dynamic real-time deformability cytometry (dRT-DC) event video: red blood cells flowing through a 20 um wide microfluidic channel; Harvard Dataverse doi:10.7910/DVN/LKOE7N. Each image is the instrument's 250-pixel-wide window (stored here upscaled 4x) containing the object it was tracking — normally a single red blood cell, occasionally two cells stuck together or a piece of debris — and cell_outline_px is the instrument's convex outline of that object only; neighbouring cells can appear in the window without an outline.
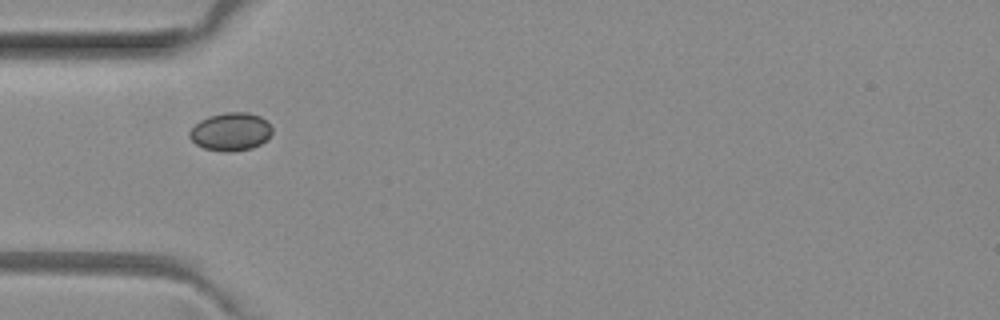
{"species": "common noctule bat (a hibernating species)", "species_latin": "Nyctalus noctula", "temperature_condition": "room temperature", "stored_images_in_passage": 5, "camera_frame_rate_fps": 3000, "um_per_image_px": 0.085, "animal": {"sex": "female", "body_mass_g": 29.2, "forearm_length_mm": 56.3}, "frame": {"image": 1, "passage_image": 2, "time_ms": 0.333, "image_size_px": [1000, 320], "cell_outline_px": [[272, 132], [260, 144], [252, 148], [232, 152], [224, 152], [204, 148], [196, 144], [188, 136], [188, 132], [200, 120], [208, 116], [224, 112], [248, 112], [260, 116], [272, 128]], "centroid_in_image_um": [19.58, 11.19], "position_along_channel_um": 65.4, "area_um2": 18.26}}
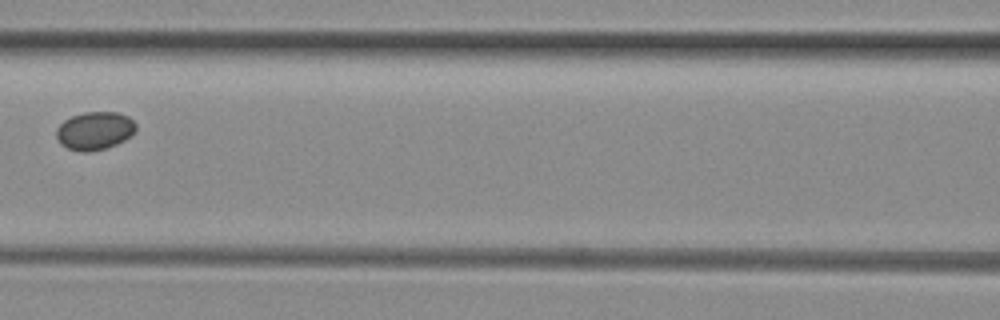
{"frame": {"image": 2, "passage_image": 4, "time_ms": 1.0, "image_size_px": [1000, 320], "cell_outline_px": [[136, 132], [132, 136], [116, 144], [104, 148], [88, 152], [84, 152], [68, 148], [60, 144], [56, 136], [56, 128], [64, 120], [72, 116], [84, 112], [116, 112], [128, 116], [136, 124]], "centroid_in_image_um": [8.06, 11.11], "position_along_channel_um": 158.5, "area_um2": 17.69}}
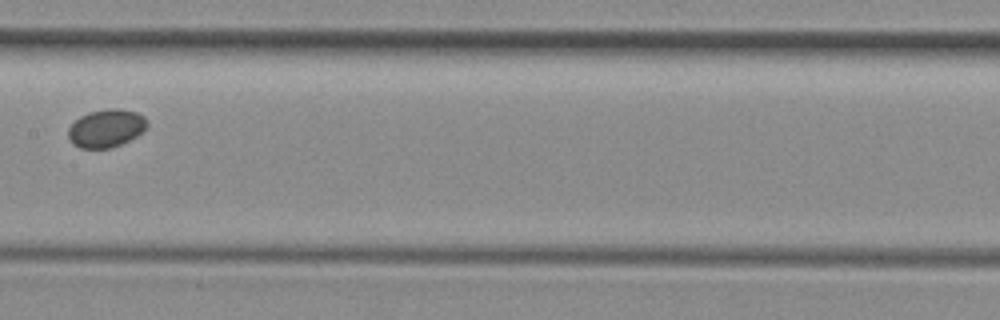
{"frame": {"image": 3, "passage_image": 5, "time_ms": 1.333, "image_size_px": [1000, 320], "cell_outline_px": [[148, 124], [136, 136], [112, 148], [80, 148], [72, 144], [68, 136], [68, 128], [80, 116], [88, 112], [108, 108], [120, 108], [136, 112], [144, 116], [148, 120]], "centroid_in_image_um": [9.01, 10.89], "position_along_channel_um": 198.4, "area_um2": 17.46}}